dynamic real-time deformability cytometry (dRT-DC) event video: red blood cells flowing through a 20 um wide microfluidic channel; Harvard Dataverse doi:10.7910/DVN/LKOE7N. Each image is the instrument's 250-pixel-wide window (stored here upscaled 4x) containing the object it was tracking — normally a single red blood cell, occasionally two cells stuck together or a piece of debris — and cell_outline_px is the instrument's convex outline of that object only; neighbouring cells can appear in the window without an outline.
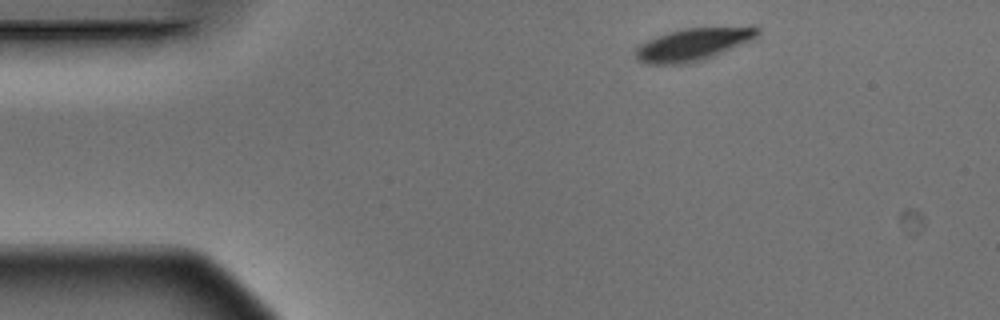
{"species": "Egyptian fruit bat (a non-hibernating species)", "species_latin": "Rousettus aegyptiacus", "temperature_condition": "warm", "stored_images_in_passage": 3, "camera_frame_rate_fps": 3000, "um_per_image_px": 0.085, "animal": {"sex": "male"}, "frame": {"image": 1, "passage_image": 1, "time_ms": 0.0, "image_size_px": [1000, 320], "cell_outline_px": [[760, 32], [752, 40], [712, 56], [700, 60], [676, 64], [648, 64], [636, 60], [636, 48], [640, 44], [656, 36], [668, 32], [688, 28], [760, 28]], "centroid_in_image_um": [58.83, 3.79], "position_along_channel_um": 26.2, "area_um2": 22.25}}